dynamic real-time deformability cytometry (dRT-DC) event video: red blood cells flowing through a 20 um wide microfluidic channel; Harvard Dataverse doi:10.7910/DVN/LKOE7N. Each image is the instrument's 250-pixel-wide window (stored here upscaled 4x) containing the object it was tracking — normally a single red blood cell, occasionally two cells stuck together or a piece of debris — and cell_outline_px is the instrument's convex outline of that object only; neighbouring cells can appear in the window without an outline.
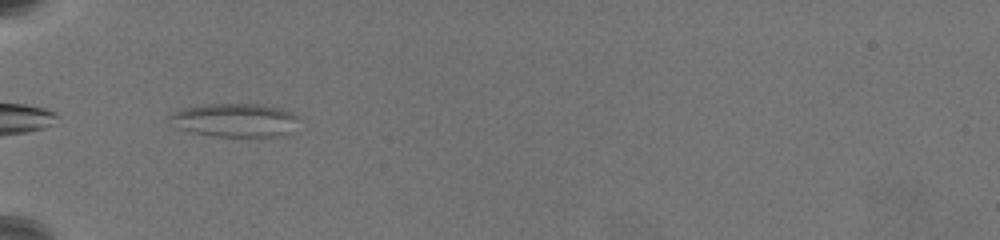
{"species": "common noctule bat (a hibernating species)", "species_latin": "Nyctalus noctula", "temperature_condition": "warm", "stored_images_in_passage": 41, "camera_frame_rate_fps": 3000, "um_per_image_px": 0.085, "animal": {"sex": "female", "body_mass_g": 19.5, "forearm_length_mm": 54.1}, "frame": {"image": 1, "passage_image": 1, "time_ms": 0.0, "image_size_px": [1000, 240], "cell_outline_px": [[296, 116], [292, 132], [284, 136], [212, 136], [188, 132], [176, 128], [172, 116], [172, 112], [180, 108], [208, 104], [260, 104], [280, 108], [292, 112]], "centroid_in_image_um": [19.96, 10.21], "position_along_channel_um": 65.0, "area_um2": 25.09}}
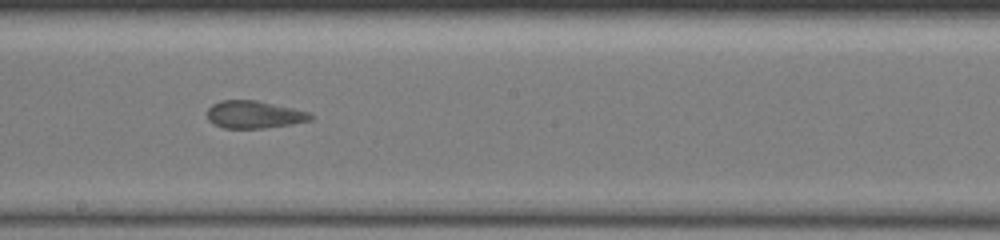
{"frame": {"image": 2, "passage_image": 16, "time_ms": 5.0, "image_size_px": [1000, 240], "cell_outline_px": [[316, 116], [312, 120], [292, 124], [264, 128], [224, 128], [212, 124], [208, 120], [208, 108], [212, 104], [220, 100], [256, 100], [292, 108], [308, 112]], "centroid_in_image_um": [21.6, 9.74], "position_along_channel_um": 226.6, "area_um2": 16.65}}
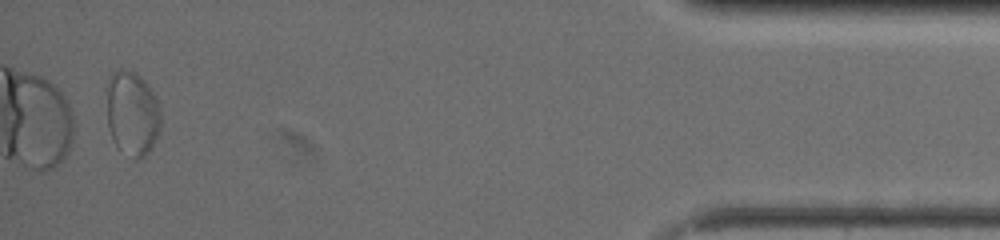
{"frame": {"image": 3, "passage_image": 39, "time_ms": 12.667, "image_size_px": [1000, 240], "cell_outline_px": [[160, 128], [152, 148], [144, 156], [136, 160], [116, 148], [112, 140], [108, 124], [108, 80], [112, 72], [120, 68], [124, 68], [136, 72], [140, 76], [152, 92], [160, 108]], "centroid_in_image_um": [11.23, 9.66], "position_along_channel_um": 424.0, "area_um2": 26.65}}